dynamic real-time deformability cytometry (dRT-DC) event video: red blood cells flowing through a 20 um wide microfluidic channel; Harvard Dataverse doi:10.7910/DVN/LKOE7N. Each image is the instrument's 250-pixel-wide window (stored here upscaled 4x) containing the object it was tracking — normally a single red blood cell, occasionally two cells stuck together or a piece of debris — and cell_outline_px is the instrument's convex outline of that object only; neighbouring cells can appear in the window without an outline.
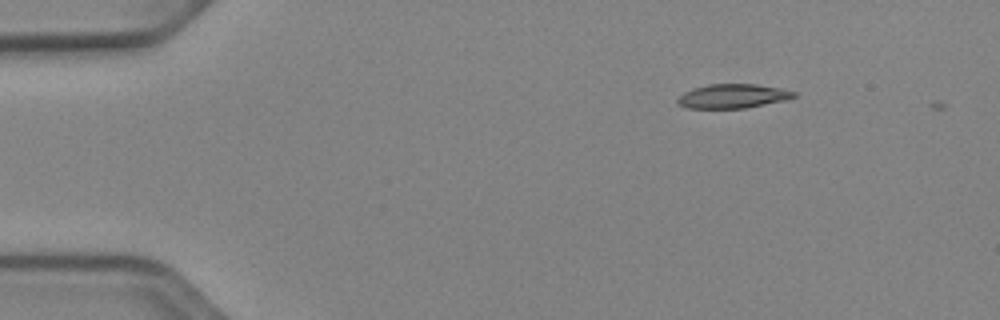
{"species": "Egyptian fruit bat (a non-hibernating species)", "species_latin": "Rousettus aegyptiacus", "temperature_condition": "cold", "stored_images_in_passage": 2, "camera_frame_rate_fps": 3000, "um_per_image_px": 0.085, "animal": {"sex": "female"}, "frame": {"image": 1, "passage_image": 1, "time_ms": 0.0, "image_size_px": [1000, 320], "cell_outline_px": [[796, 96], [788, 100], [744, 108], [688, 108], [676, 104], [676, 100], [684, 92], [692, 88], [708, 84], [756, 84], [780, 88], [796, 92]], "centroid_in_image_um": [62.28, 8.17], "position_along_channel_um": 22.7, "area_um2": 16.47}}